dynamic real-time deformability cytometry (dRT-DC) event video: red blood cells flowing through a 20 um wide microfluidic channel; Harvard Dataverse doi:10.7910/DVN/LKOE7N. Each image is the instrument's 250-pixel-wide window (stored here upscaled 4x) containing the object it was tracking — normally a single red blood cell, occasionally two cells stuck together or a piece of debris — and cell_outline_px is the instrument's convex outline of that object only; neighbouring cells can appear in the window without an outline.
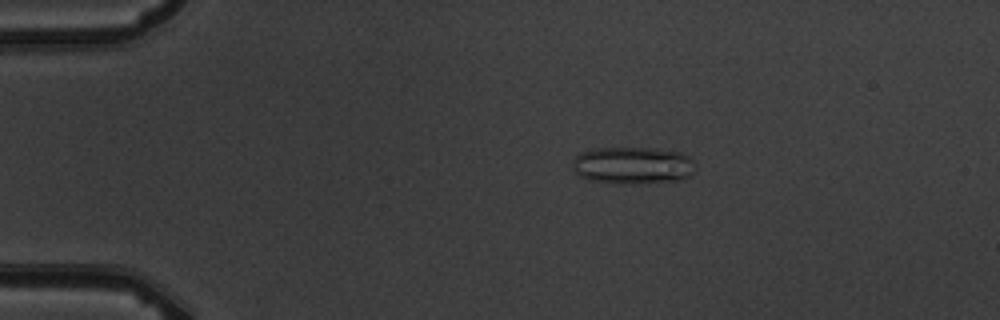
{"species": "common noctule bat (a hibernating species)", "species_latin": "Nyctalus noctula", "temperature_condition": "warm", "stored_images_in_passage": 4, "camera_frame_rate_fps": 3000, "um_per_image_px": 0.085, "animal": {"sex": "male", "body_mass_g": 19.5, "forearm_length_mm": 54.6}, "frame": {"image": 1, "passage_image": 2, "time_ms": 1.0, "image_size_px": [1000, 320], "cell_outline_px": [[692, 176], [680, 180], [624, 184], [588, 180], [580, 176], [572, 168], [572, 164], [576, 156], [580, 152], [596, 148], [656, 148], [680, 152], [688, 156], [692, 160]], "centroid_in_image_um": [53.76, 14.05], "position_along_channel_um": 31.2, "area_um2": 26.59}}
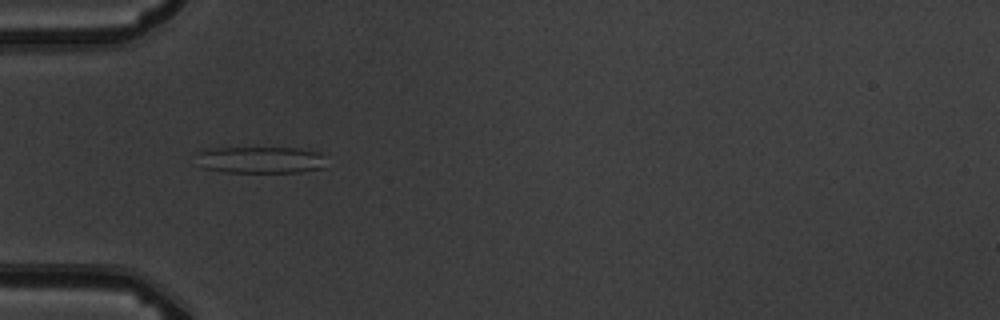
{"frame": {"image": 2, "passage_image": 3, "time_ms": 3.333, "image_size_px": [1000, 320], "cell_outline_px": [[320, 168], [300, 172], [224, 172], [204, 168], [196, 152], [208, 148], [300, 148], [320, 152]], "centroid_in_image_um": [22.07, 13.58], "position_along_channel_um": 62.9, "area_um2": 19.77}}
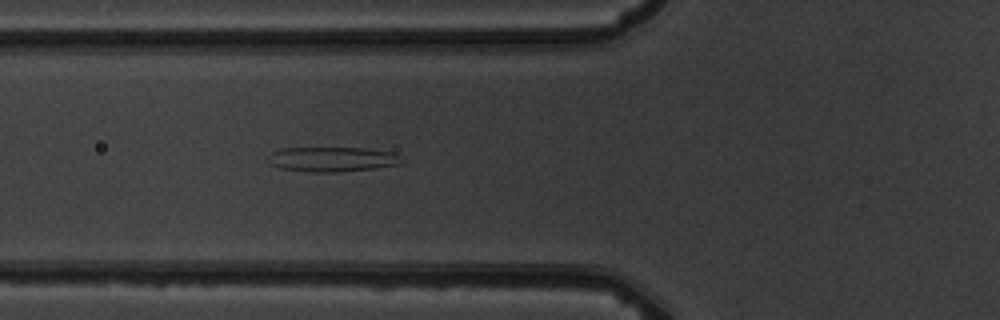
{"frame": {"image": 3, "passage_image": 4, "time_ms": 4.333, "image_size_px": [1000, 320], "cell_outline_px": [[404, 160], [400, 164], [376, 168], [340, 172], [308, 172], [280, 168], [268, 164], [268, 156], [272, 152], [284, 148], [364, 148], [392, 152]], "centroid_in_image_um": [28.22, 13.54], "position_along_channel_um": 97.6, "area_um2": 19.36}}